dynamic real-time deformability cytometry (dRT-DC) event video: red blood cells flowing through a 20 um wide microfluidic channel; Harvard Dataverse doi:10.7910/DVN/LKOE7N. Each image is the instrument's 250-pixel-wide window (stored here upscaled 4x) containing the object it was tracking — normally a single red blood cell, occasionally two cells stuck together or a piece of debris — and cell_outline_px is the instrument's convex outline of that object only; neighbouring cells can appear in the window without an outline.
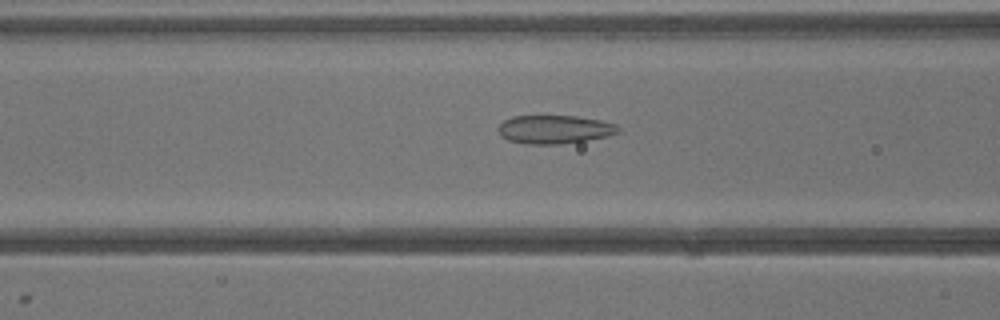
{"species": "common noctule bat (a hibernating species)", "species_latin": "Nyctalus noctula", "temperature_condition": "warm", "stored_images_in_passage": 40, "camera_frame_rate_fps": 3000, "um_per_image_px": 0.085, "animal": {"sex": "male", "body_mass_g": 13.3}, "frame": {"image": 1, "passage_image": 16, "time_ms": 5.0, "image_size_px": [1000, 320], "cell_outline_px": [[620, 132], [608, 136], [560, 144], [524, 144], [508, 140], [500, 136], [496, 128], [504, 120], [512, 116], [576, 116], [600, 120], [616, 124], [620, 128]], "centroid_in_image_um": [47.1, 11.0], "position_along_channel_um": 119.5, "area_um2": 20.0}}
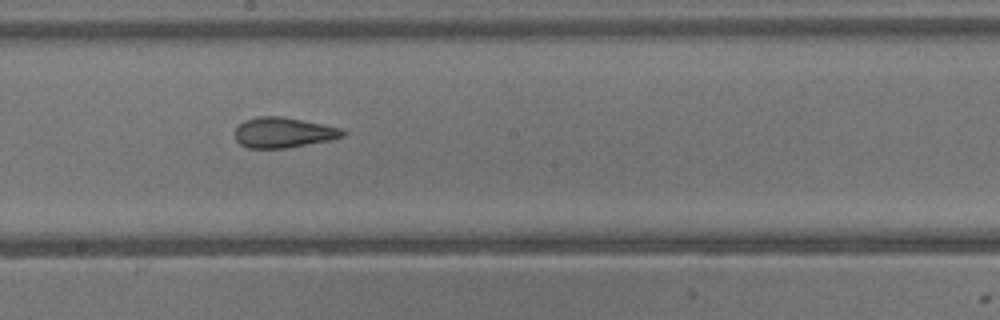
{"frame": {"image": 2, "passage_image": 22, "time_ms": 7.0, "image_size_px": [1000, 320], "cell_outline_px": [[344, 136], [332, 140], [288, 148], [248, 148], [240, 144], [236, 140], [236, 128], [244, 120], [256, 116], [280, 116], [340, 128], [344, 132]], "centroid_in_image_um": [24.06, 11.28], "position_along_channel_um": 224.1, "area_um2": 18.9}}
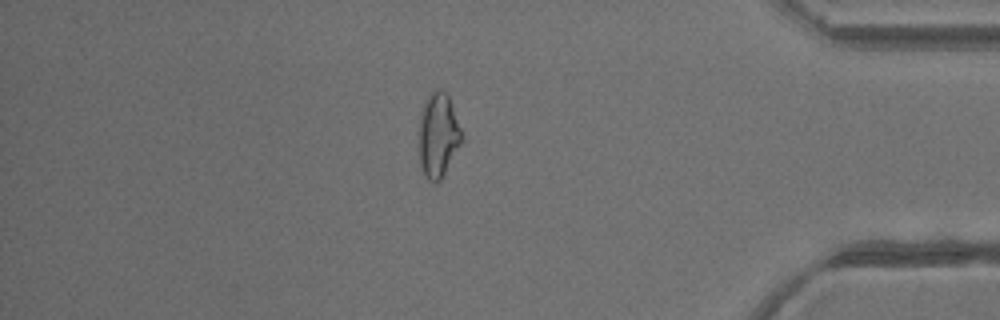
{"frame": {"image": 3, "passage_image": 34, "time_ms": 11.0, "image_size_px": [1000, 320], "cell_outline_px": [[464, 140], [440, 180], [436, 184], [428, 180], [424, 176], [420, 168], [420, 116], [424, 104], [432, 88], [440, 88], [448, 96], [460, 128]], "centroid_in_image_um": [37.25, 11.52], "position_along_channel_um": 398.0, "area_um2": 20.92}}